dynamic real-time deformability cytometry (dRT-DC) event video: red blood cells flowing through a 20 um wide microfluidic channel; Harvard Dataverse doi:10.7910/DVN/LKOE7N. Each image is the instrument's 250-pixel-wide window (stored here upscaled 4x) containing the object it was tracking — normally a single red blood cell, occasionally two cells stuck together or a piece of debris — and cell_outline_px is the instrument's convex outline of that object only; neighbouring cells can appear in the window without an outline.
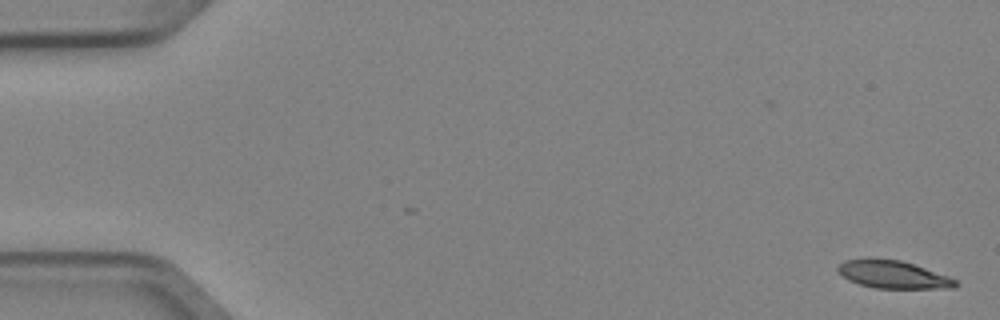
{"species": "Egyptian fruit bat (a non-hibernating species)", "species_latin": "Rousettus aegyptiacus", "temperature_condition": "cold", "stored_images_in_passage": 5, "camera_frame_rate_fps": 3000, "um_per_image_px": 0.085, "animal": {"sex": "female"}, "frame": {"image": 1, "passage_image": 1, "time_ms": 0.0, "image_size_px": [1000, 320], "cell_outline_px": [[960, 284], [956, 288], [872, 288], [848, 280], [836, 272], [836, 268], [844, 260], [868, 256], [872, 256], [900, 260], [948, 276], [956, 280]], "centroid_in_image_um": [75.83, 23.31], "position_along_channel_um": 9.2, "area_um2": 19.48}}
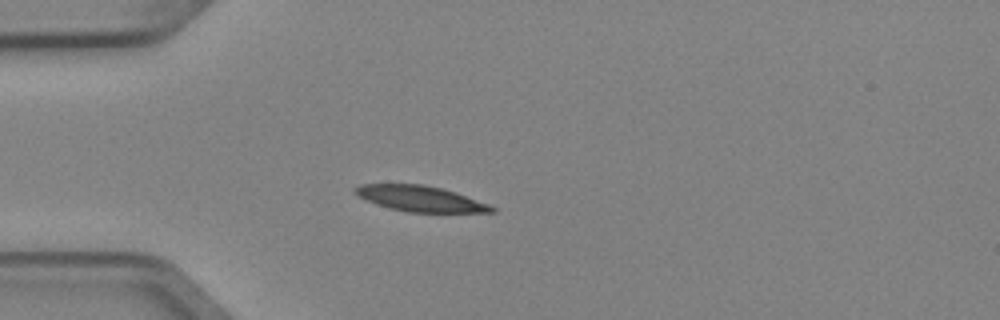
{"frame": {"image": 2, "passage_image": 4, "time_ms": 1.0, "image_size_px": [1000, 320], "cell_outline_px": [[496, 212], [408, 212], [388, 208], [376, 204], [352, 192], [352, 188], [360, 184], [424, 184], [456, 192], [492, 204], [496, 208]], "centroid_in_image_um": [35.76, 16.88], "position_along_channel_um": 49.2, "area_um2": 20.58}}